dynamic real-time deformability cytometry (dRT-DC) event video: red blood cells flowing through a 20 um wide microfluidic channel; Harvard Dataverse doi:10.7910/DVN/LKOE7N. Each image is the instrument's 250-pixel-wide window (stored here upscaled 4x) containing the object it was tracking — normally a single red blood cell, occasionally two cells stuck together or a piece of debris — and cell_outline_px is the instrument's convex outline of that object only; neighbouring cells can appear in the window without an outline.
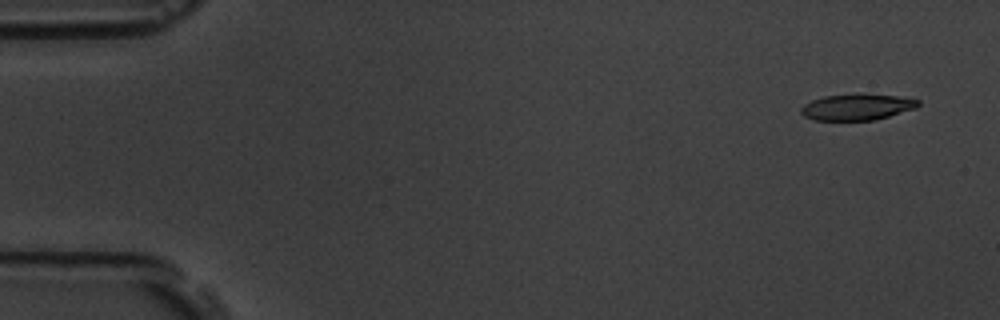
{"species": "common noctule bat (a hibernating species)", "species_latin": "Nyctalus noctula", "temperature_condition": "room temperature", "stored_images_in_passage": 6, "camera_frame_rate_fps": 3000, "um_per_image_px": 0.085, "animal": {"sex": "male", "body_mass_g": 19.5, "forearm_length_mm": 54.6}, "frame": {"image": 1, "passage_image": 1, "time_ms": 0.0, "image_size_px": [1000, 320], "cell_outline_px": [[920, 104], [916, 108], [876, 120], [816, 120], [804, 116], [800, 112], [800, 108], [804, 104], [812, 100], [824, 96], [856, 92], [896, 96], [920, 100]], "centroid_in_image_um": [72.84, 9.07], "position_along_channel_um": 12.2, "area_um2": 18.21}}
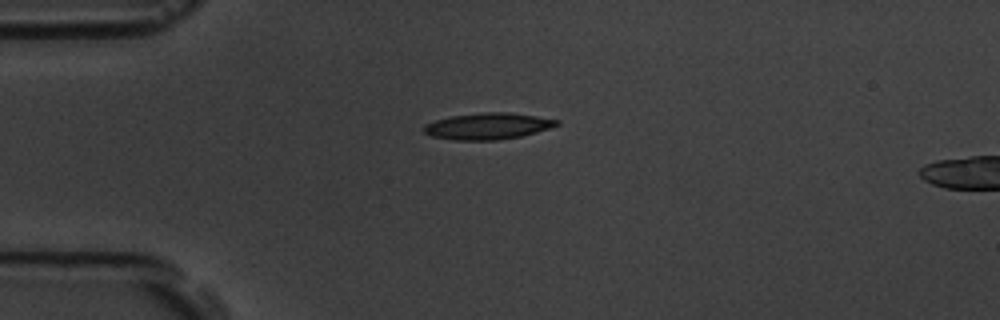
{"frame": {"image": 2, "passage_image": 4, "time_ms": 3.667, "image_size_px": [1000, 320], "cell_outline_px": [[560, 124], [536, 132], [520, 136], [496, 140], [452, 140], [432, 136], [424, 132], [424, 124], [436, 120], [452, 116], [484, 112], [512, 112], [560, 120]], "centroid_in_image_um": [41.47, 10.72], "position_along_channel_um": 43.5, "area_um2": 20.35}}
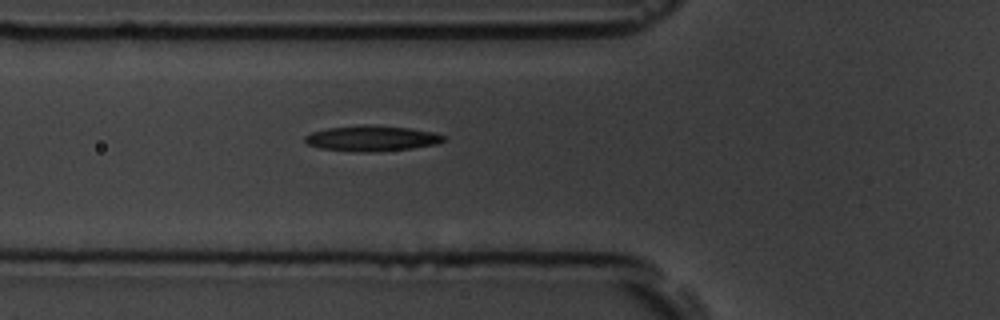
{"frame": {"image": 3, "passage_image": 6, "time_ms": 5.667, "image_size_px": [1000, 320], "cell_outline_px": [[448, 140], [436, 144], [412, 148], [368, 152], [356, 152], [320, 148], [308, 144], [304, 140], [304, 136], [312, 132], [328, 128], [364, 124], [368, 124], [412, 128], [432, 132], [444, 136]], "centroid_in_image_um": [31.61, 11.75], "position_along_channel_um": 94.2, "area_um2": 20.69}}